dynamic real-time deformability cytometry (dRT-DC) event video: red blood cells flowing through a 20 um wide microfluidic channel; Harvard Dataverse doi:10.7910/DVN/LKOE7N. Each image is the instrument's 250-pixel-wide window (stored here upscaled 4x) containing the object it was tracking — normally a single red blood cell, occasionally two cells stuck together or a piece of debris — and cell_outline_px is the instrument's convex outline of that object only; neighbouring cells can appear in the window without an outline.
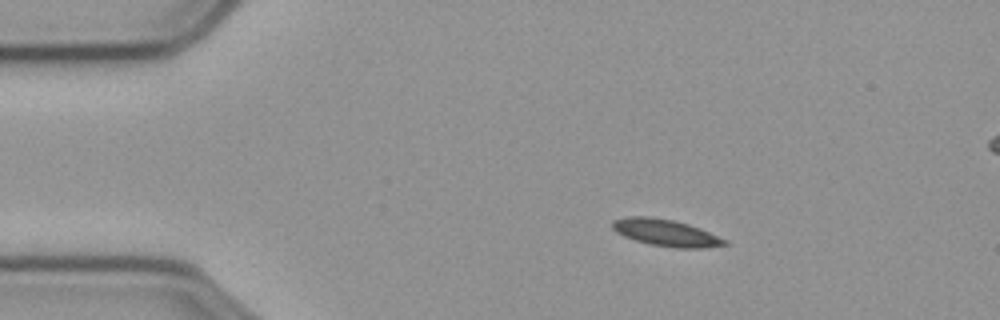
{"species": "common noctule bat (a hibernating species)", "species_latin": "Nyctalus noctula", "temperature_condition": "cold", "stored_images_in_passage": 49, "camera_frame_rate_fps": 3000, "um_per_image_px": 0.085, "animal": {"sex": "male", "body_mass_g": 23.1, "forearm_length_mm": 52.7}, "frame": {"image": 1, "passage_image": 1, "time_ms": 0.0, "image_size_px": [1000, 320], "cell_outline_px": [[728, 244], [704, 248], [676, 248], [648, 244], [624, 236], [616, 232], [612, 228], [612, 220], [632, 216], [644, 216], [672, 220], [688, 224], [700, 228], [728, 240]], "centroid_in_image_um": [56.61, 19.79], "position_along_channel_um": 28.4, "area_um2": 17.46}}
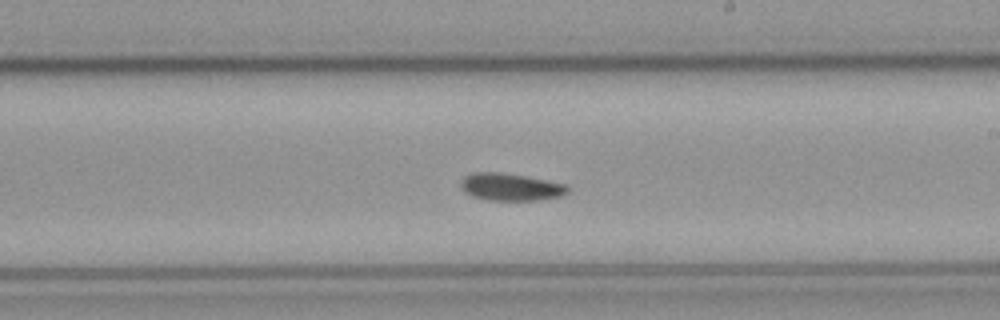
{"frame": {"image": 2, "passage_image": 24, "time_ms": 7.667, "image_size_px": [1000, 320], "cell_outline_px": [[568, 192], [560, 196], [536, 200], [488, 200], [472, 196], [464, 192], [460, 188], [460, 180], [464, 176], [472, 172], [500, 172], [524, 176], [568, 184]], "centroid_in_image_um": [43.35, 15.88], "position_along_channel_um": 245.6, "area_um2": 17.11}}
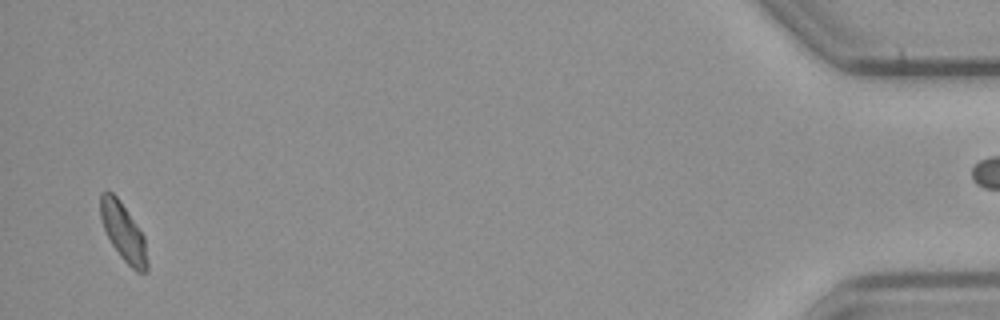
{"frame": {"image": 3, "passage_image": 47, "time_ms": 15.333, "image_size_px": [1000, 320], "cell_outline_px": [[148, 272], [136, 272], [120, 256], [112, 244], [104, 228], [100, 216], [100, 192], [108, 188], [120, 200], [144, 236], [148, 264]], "centroid_in_image_um": [10.48, 19.7], "position_along_channel_um": 424.7, "area_um2": 15.78}, "authors_computed_cell_mechanics": {"area_um2": 16.762, "velocity_mm_per_s": 3.5627, "shape_relaxation_time_tau1_ms": 5.0157, "shape_relaxation_time_tau2_ms": null, "deformation_change_tau1": 0.1149, "deformation_change_tau2": null}}